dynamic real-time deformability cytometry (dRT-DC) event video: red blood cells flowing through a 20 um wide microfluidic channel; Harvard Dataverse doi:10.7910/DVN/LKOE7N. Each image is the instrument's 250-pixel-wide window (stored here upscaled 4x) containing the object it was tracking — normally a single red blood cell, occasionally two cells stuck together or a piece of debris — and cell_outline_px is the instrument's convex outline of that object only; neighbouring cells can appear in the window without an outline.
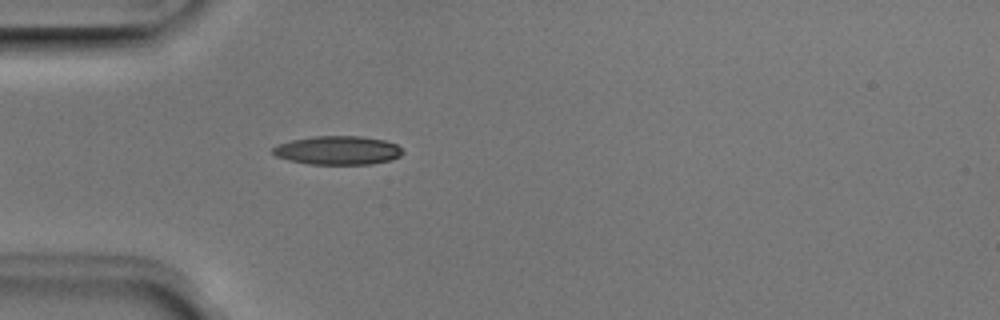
{"species": "Egyptian fruit bat (a non-hibernating species)", "species_latin": "Rousettus aegyptiacus", "temperature_condition": "room temperature", "stored_images_in_passage": 4, "camera_frame_rate_fps": 3000, "um_per_image_px": 0.085, "animal": {"sex": "male"}, "frame": {"image": 1, "passage_image": 4, "time_ms": 1.0, "image_size_px": [1000, 320], "cell_outline_px": [[404, 152], [400, 156], [388, 160], [372, 164], [308, 164], [288, 160], [276, 156], [272, 152], [272, 148], [280, 144], [292, 140], [312, 136], [364, 136], [384, 140], [396, 144]], "centroid_in_image_um": [28.71, 12.77], "position_along_channel_um": 56.3, "area_um2": 21.68}}